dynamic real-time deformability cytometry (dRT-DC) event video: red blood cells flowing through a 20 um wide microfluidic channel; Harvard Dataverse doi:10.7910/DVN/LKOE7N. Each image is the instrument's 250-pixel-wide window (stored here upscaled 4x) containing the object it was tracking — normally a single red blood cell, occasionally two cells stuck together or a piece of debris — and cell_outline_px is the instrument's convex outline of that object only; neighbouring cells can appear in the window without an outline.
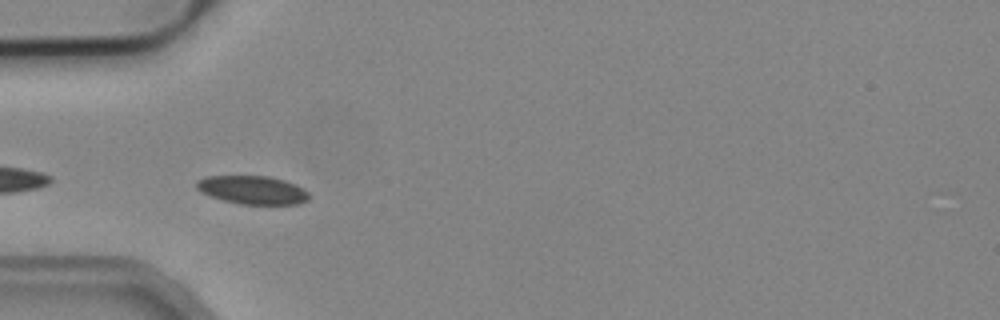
{"species": "common noctule bat (a hibernating species)", "species_latin": "Nyctalus noctula", "temperature_condition": "cold", "stored_images_in_passage": 6, "camera_frame_rate_fps": 3000, "um_per_image_px": 0.085, "animal": {"sex": "male", "body_mass_g": 19.2, "forearm_length_mm": 51.8}, "frame": {"image": 1, "passage_image": 2, "time_ms": 0.333, "image_size_px": [1000, 320], "cell_outline_px": [[308, 200], [300, 204], [240, 204], [224, 200], [200, 192], [196, 188], [196, 180], [204, 176], [268, 176], [284, 180], [296, 184], [304, 188], [308, 192]], "centroid_in_image_um": [21.46, 16.14], "position_along_channel_um": 63.5, "area_um2": 18.67}}